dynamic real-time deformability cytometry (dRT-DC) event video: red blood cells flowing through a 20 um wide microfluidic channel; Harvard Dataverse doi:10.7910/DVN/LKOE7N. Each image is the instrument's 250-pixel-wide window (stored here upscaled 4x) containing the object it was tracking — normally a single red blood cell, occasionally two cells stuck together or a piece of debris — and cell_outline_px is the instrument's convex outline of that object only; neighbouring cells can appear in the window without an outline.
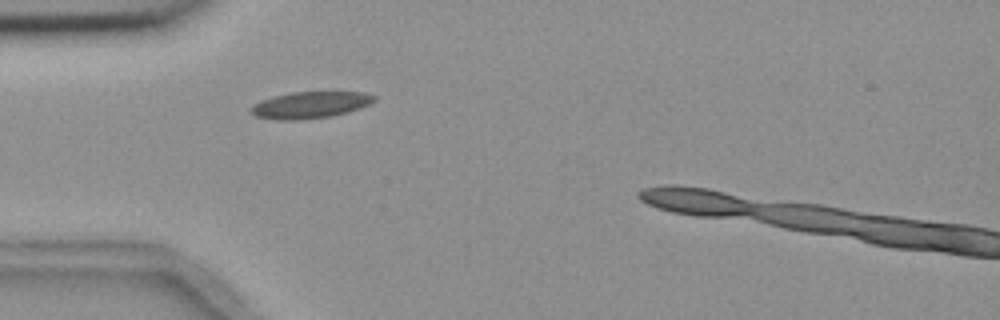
{"species": "common noctule bat (a hibernating species)", "species_latin": "Nyctalus noctula", "temperature_condition": "room temperature", "stored_images_in_passage": 34, "camera_frame_rate_fps": 3000, "um_per_image_px": 0.085, "animal": {"sex": "female", "body_mass_g": 18.4}, "frame": {"image": 1, "passage_image": 1, "time_ms": 0.0, "image_size_px": [1000, 320], "cell_outline_px": [[376, 100], [360, 108], [348, 112], [332, 116], [296, 120], [276, 120], [256, 116], [252, 112], [252, 108], [260, 100], [272, 96], [292, 92], [332, 88], [364, 92], [376, 96]], "centroid_in_image_um": [26.48, 8.85], "position_along_channel_um": 58.5, "area_um2": 20.06}}
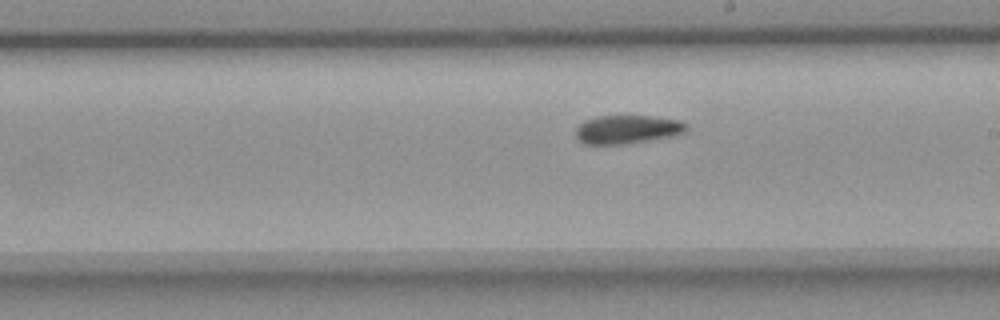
{"frame": {"image": 2, "passage_image": 16, "time_ms": 5.0, "image_size_px": [1000, 320], "cell_outline_px": [[688, 128], [684, 132], [672, 136], [648, 140], [620, 144], [584, 144], [576, 136], [576, 128], [584, 120], [596, 116], [648, 116], [680, 120], [688, 124]], "centroid_in_image_um": [53.32, 10.99], "position_along_channel_um": 235.7, "area_um2": 18.26}}
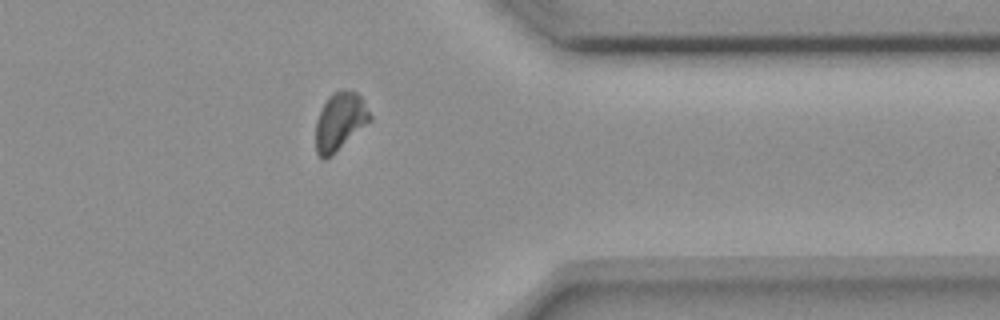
{"frame": {"image": 3, "passage_image": 29, "time_ms": 9.333, "image_size_px": [1000, 320], "cell_outline_px": [[372, 120], [324, 160], [316, 152], [316, 120], [328, 96], [332, 92], [344, 88], [352, 88], [360, 96], [372, 116]], "centroid_in_image_um": [28.9, 10.25], "position_along_channel_um": 382.5, "area_um2": 18.09}}